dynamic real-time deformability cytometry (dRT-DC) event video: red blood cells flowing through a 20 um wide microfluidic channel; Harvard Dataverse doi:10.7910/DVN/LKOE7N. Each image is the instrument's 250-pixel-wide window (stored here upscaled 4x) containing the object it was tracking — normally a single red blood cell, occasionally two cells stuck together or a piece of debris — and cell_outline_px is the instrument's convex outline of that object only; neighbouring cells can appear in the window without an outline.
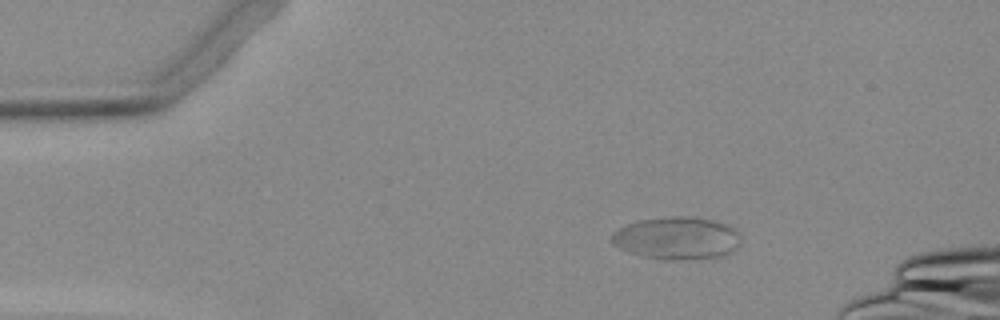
{"species": "Egyptian fruit bat (a non-hibernating species)", "species_latin": "Rousettus aegyptiacus", "temperature_condition": "warm", "stored_images_in_passage": 16, "camera_frame_rate_fps": 3000, "um_per_image_px": 0.085, "animal": {"sex": "female"}, "frame": {"image": 1, "passage_image": 1, "time_ms": 0.0, "image_size_px": [1000, 320], "cell_outline_px": [[740, 244], [732, 252], [724, 256], [676, 260], [664, 260], [640, 256], [628, 252], [612, 244], [612, 232], [628, 224], [640, 220], [664, 216], [696, 216], [728, 224], [736, 228], [740, 232]], "centroid_in_image_um": [57.57, 20.23], "position_along_channel_um": 27.4, "area_um2": 32.54}}
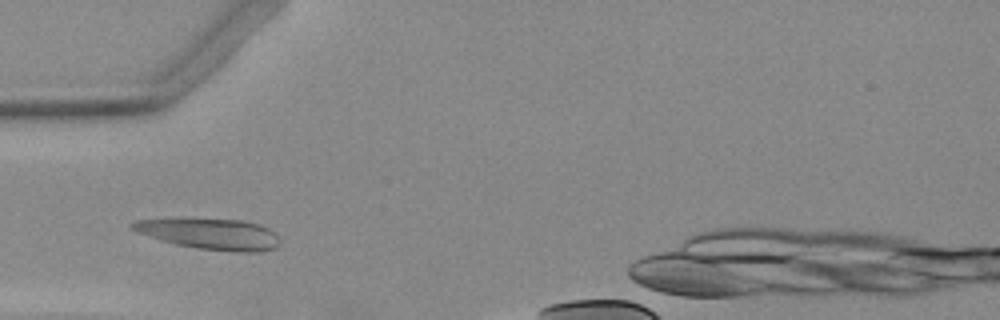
{"frame": {"image": 2, "passage_image": 7, "time_ms": 2.0, "image_size_px": [1000, 320], "cell_outline_px": [[280, 244], [276, 248], [260, 252], [240, 252], [196, 248], [176, 244], [160, 240], [140, 232], [132, 228], [128, 224], [136, 220], [244, 220], [260, 224], [268, 228], [280, 240]], "centroid_in_image_um": [17.95, 19.91], "position_along_channel_um": 67.1, "area_um2": 25.84}}
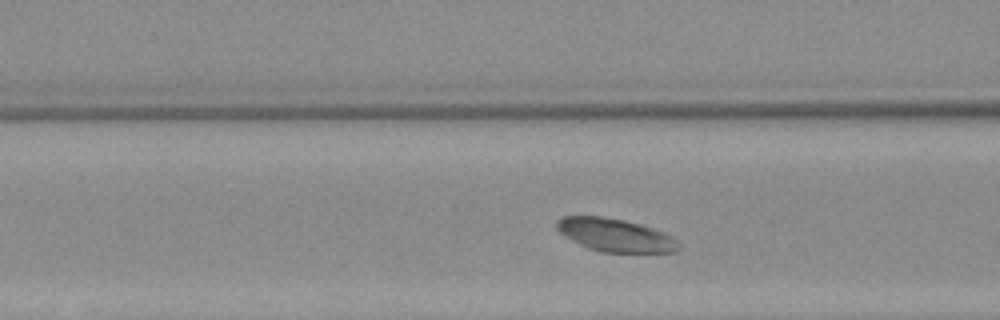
{"frame": {"image": 3, "passage_image": 12, "time_ms": 3.667, "image_size_px": [1000, 320], "cell_outline_px": [[680, 248], [676, 252], [600, 252], [588, 248], [572, 240], [560, 232], [556, 228], [556, 220], [564, 216], [600, 216], [624, 220], [640, 224], [664, 232], [672, 236], [680, 244]], "centroid_in_image_um": [52.31, 19.98], "position_along_channel_um": 114.3, "area_um2": 23.41}}